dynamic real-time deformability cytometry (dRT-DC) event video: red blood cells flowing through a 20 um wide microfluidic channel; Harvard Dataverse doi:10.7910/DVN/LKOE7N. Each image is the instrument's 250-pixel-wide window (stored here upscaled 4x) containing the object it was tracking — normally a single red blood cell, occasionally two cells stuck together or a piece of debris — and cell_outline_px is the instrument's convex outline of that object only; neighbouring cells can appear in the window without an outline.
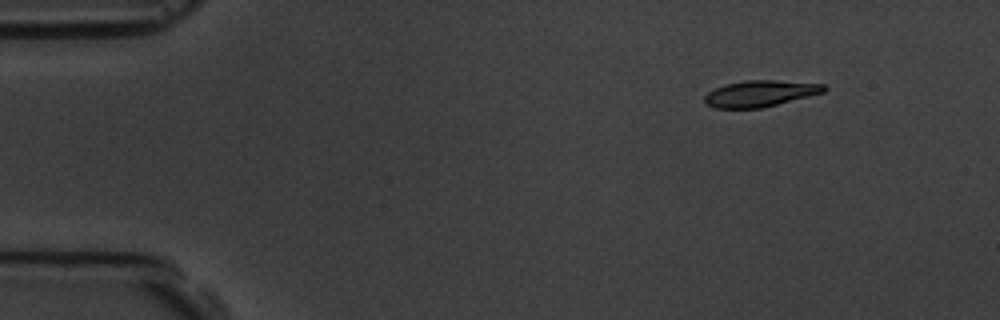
{"species": "common noctule bat (a hibernating species)", "species_latin": "Nyctalus noctula", "temperature_condition": "room temperature", "stored_images_in_passage": 4, "camera_frame_rate_fps": 3000, "um_per_image_px": 0.085, "animal": {"sex": "male", "body_mass_g": 19.5, "forearm_length_mm": 54.6}, "frame": {"image": 1, "passage_image": 2, "time_ms": 1.0, "image_size_px": [1000, 320], "cell_outline_px": [[828, 88], [824, 92], [760, 108], [716, 108], [708, 104], [704, 100], [704, 96], [708, 92], [724, 84], [744, 80], [776, 80], [824, 84]], "centroid_in_image_um": [64.6, 7.93], "position_along_channel_um": 20.4, "area_um2": 18.09}}
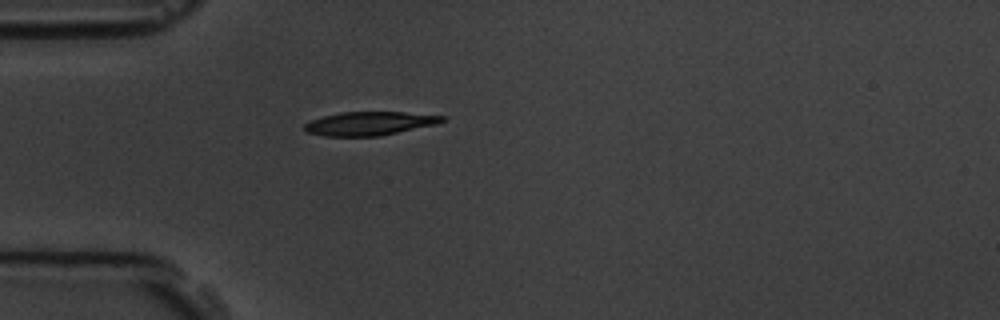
{"frame": {"image": 2, "passage_image": 4, "time_ms": 4.0, "image_size_px": [1000, 320], "cell_outline_px": [[444, 120], [436, 124], [380, 136], [324, 136], [308, 132], [304, 128], [304, 124], [312, 120], [324, 116], [340, 112], [404, 112], [444, 116]], "centroid_in_image_um": [31.39, 10.49], "position_along_channel_um": 53.6, "area_um2": 18.73}}